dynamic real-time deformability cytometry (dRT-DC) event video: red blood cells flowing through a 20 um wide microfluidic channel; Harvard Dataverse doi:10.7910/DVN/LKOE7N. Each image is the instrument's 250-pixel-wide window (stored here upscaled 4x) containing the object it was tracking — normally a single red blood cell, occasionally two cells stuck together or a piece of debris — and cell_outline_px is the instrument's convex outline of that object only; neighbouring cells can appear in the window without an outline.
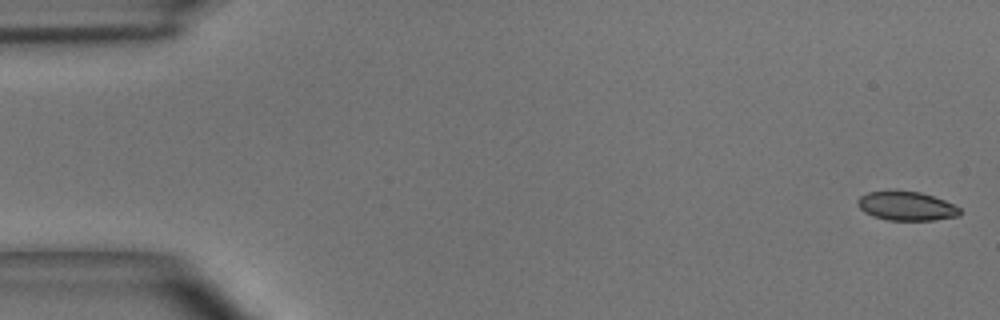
{"species": "common noctule bat (a hibernating species)", "species_latin": "Nyctalus noctula", "temperature_condition": "room temperature", "stored_images_in_passage": 50, "camera_frame_rate_fps": 3000, "um_per_image_px": 0.085, "animal": {"sex": "male", "body_mass_g": 15.6}, "frame": {"image": 1, "passage_image": 1, "time_ms": 0.0, "image_size_px": [1000, 320], "cell_outline_px": [[960, 216], [932, 220], [888, 220], [872, 216], [864, 212], [856, 204], [856, 200], [860, 196], [868, 192], [920, 192], [944, 200], [960, 208]], "centroid_in_image_um": [77.03, 17.53], "position_along_channel_um": 8.0, "area_um2": 16.99}}
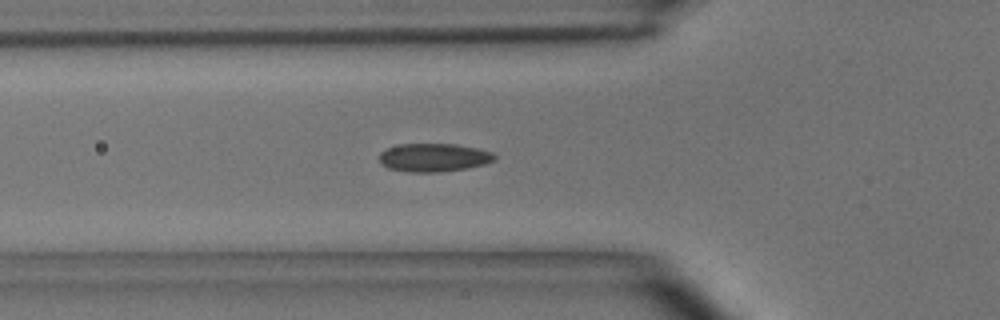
{"frame": {"image": 2, "passage_image": 17, "time_ms": 5.333, "image_size_px": [1000, 320], "cell_outline_px": [[496, 160], [484, 164], [468, 168], [440, 172], [408, 172], [388, 168], [380, 164], [380, 152], [388, 148], [400, 144], [456, 144], [476, 148], [492, 152], [496, 156]], "centroid_in_image_um": [36.87, 13.39], "position_along_channel_um": 88.9, "area_um2": 19.07}}
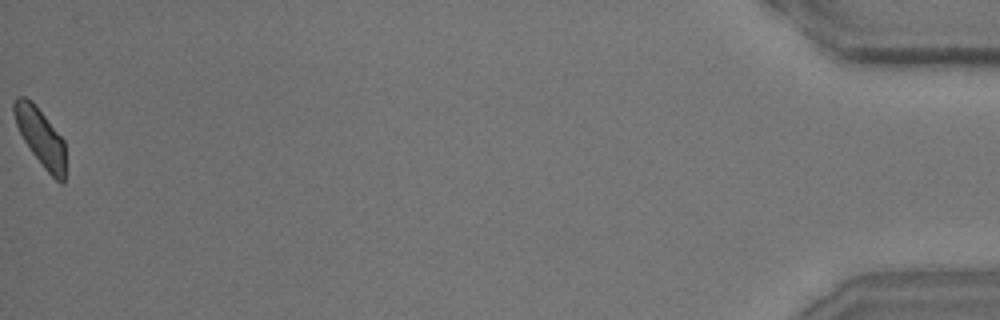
{"frame": {"image": 3, "passage_image": 50, "time_ms": 16.333, "image_size_px": [1000, 320], "cell_outline_px": [[64, 184], [60, 184], [44, 168], [32, 152], [24, 140], [16, 124], [12, 112], [12, 104], [16, 96], [24, 96], [32, 100], [64, 140]], "centroid_in_image_um": [3.42, 11.61], "position_along_channel_um": 431.8, "area_um2": 17.17}, "authors_computed_cell_mechanics": {"area_um2": 18.3226, "velocity_mm_per_s": 4.0013, "shape_relaxation_time_tau1_ms": 5.7635, "shape_relaxation_time_tau2_ms": 2.3074, "deformation_change_tau1": 0.1282, "deformation_change_tau2": 0.0711}}